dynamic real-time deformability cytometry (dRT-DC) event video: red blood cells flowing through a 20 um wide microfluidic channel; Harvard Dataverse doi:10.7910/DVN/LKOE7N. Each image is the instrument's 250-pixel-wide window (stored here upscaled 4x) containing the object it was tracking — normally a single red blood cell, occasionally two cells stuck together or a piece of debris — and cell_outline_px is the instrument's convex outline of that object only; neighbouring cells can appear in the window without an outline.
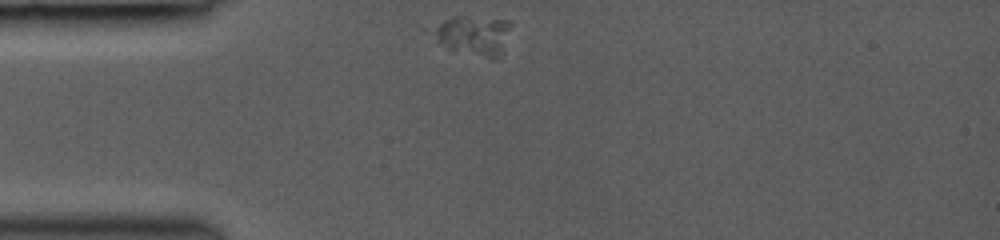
{"species": "common noctule bat (a hibernating species)", "species_latin": "Nyctalus noctula", "temperature_condition": "room temperature", "stored_images_in_passage": 30, "segment_of_instrument_passage": [1, 2], "camera_frame_rate_fps": 3000, "um_per_image_px": 0.085, "animal": {"sex": "female", "body_mass_g": 19.0, "forearm_length_mm": 53.3}, "frame": {"image": 1, "passage_image": 1, "time_ms": 0.0, "image_size_px": [1000, 240], "cell_outline_px": [[512, 24], [504, 52], [496, 60], [492, 60], [448, 48], [436, 40], [428, 32], [432, 28], [444, 20], [452, 16], [464, 16], [508, 20]], "centroid_in_image_um": [40.27, 3.02], "position_along_channel_um": 44.7, "area_um2": 18.5}}
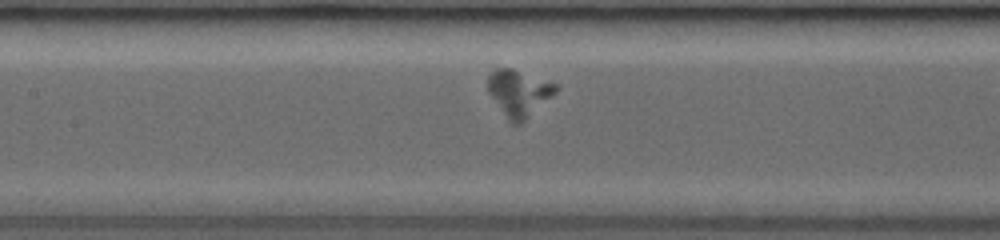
{"frame": {"image": 2, "passage_image": 11, "time_ms": 3.333, "image_size_px": [1000, 240], "cell_outline_px": [[560, 88], [556, 92], [520, 124], [512, 124], [508, 120], [488, 92], [488, 72], [496, 68], [512, 68], [560, 84]], "centroid_in_image_um": [44.11, 7.87], "position_along_channel_um": 163.3, "area_um2": 18.44}}
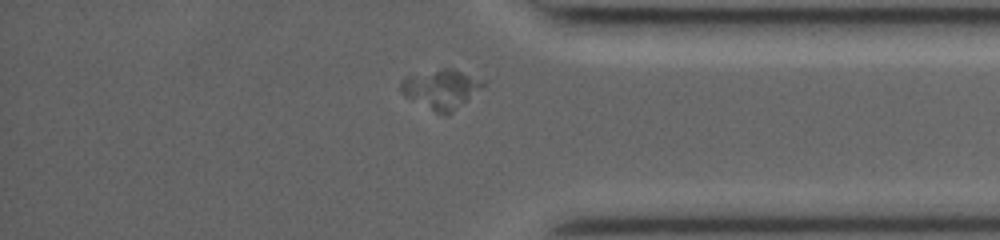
{"frame": {"image": 3, "passage_image": 28, "time_ms": 9.0, "image_size_px": [1000, 240], "cell_outline_px": [[484, 84], [480, 88], [452, 112], [444, 116], [404, 96], [400, 92], [400, 80], [404, 76], [440, 68], [452, 68], [484, 80]], "centroid_in_image_um": [37.42, 7.55], "position_along_channel_um": 397.8, "area_um2": 18.67}}